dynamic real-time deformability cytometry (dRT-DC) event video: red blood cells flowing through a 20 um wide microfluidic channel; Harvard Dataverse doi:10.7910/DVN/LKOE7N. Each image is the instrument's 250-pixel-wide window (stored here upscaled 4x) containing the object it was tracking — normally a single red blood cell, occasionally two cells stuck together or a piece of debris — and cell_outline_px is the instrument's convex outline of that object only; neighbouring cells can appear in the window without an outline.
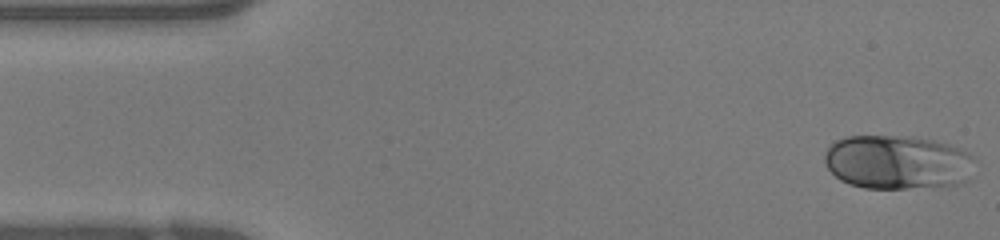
{"species": "human", "species_latin": "Homo sapiens", "temperature_condition": "warm", "stored_images_in_passage": 39, "camera_frame_rate_fps": 3000, "um_per_image_px": 0.085, "donor": {"sex": "female"}, "frame": {"image": 1, "passage_image": 1, "time_ms": 0.0, "image_size_px": [1000, 240], "cell_outline_px": [[976, 160], [968, 180], [956, 184], [908, 188], [864, 188], [848, 184], [840, 180], [828, 168], [824, 160], [824, 156], [828, 148], [836, 140], [844, 136], [912, 136], [936, 140], [948, 144], [968, 152]], "centroid_in_image_um": [76.29, 13.77], "position_along_channel_um": 8.7, "area_um2": 47.57}}
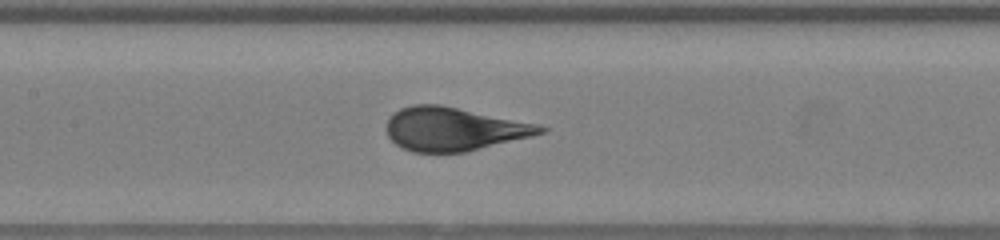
{"frame": {"image": 2, "passage_image": 17, "time_ms": 5.333, "image_size_px": [1000, 240], "cell_outline_px": [[548, 132], [468, 152], [412, 152], [396, 144], [388, 136], [384, 128], [388, 120], [400, 108], [412, 104], [440, 104], [540, 124], [548, 128]], "centroid_in_image_um": [38.6, 10.96], "position_along_channel_um": 168.8, "area_um2": 39.25}}
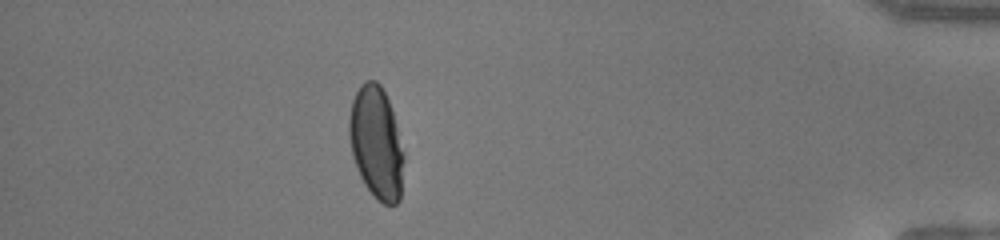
{"frame": {"image": 3, "passage_image": 34, "time_ms": 11.0, "image_size_px": [1000, 240], "cell_outline_px": [[404, 160], [400, 200], [396, 204], [384, 204], [376, 200], [372, 196], [364, 184], [356, 168], [352, 156], [348, 136], [348, 120], [352, 100], [360, 84], [364, 80], [376, 80], [380, 84], [388, 100], [392, 112], [404, 152]], "centroid_in_image_um": [31.97, 12.16], "position_along_channel_um": 403.2, "area_um2": 36.18}}